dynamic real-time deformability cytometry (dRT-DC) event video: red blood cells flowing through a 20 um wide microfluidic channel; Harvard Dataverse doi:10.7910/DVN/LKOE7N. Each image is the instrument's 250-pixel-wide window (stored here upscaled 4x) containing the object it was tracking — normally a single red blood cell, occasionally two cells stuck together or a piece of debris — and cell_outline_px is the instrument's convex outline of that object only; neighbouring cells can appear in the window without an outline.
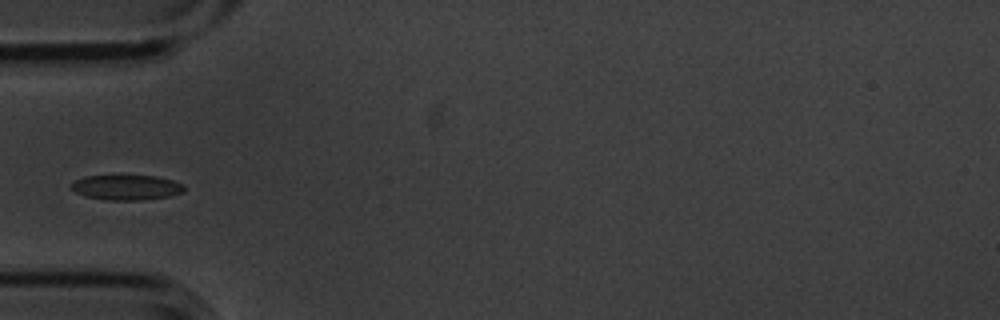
{"species": "common noctule bat (a hibernating species)", "species_latin": "Nyctalus noctula", "temperature_condition": "cold", "stored_images_in_passage": 5, "camera_frame_rate_fps": 3000, "um_per_image_px": 0.085, "animal": {"sex": "male", "body_mass_g": 20.1, "forearm_length_mm": 53.5}, "frame": {"image": 1, "passage_image": 5, "time_ms": 1.333, "image_size_px": [1000, 320], "cell_outline_px": [[184, 192], [168, 196], [144, 200], [108, 200], [84, 196], [76, 192], [68, 184], [84, 176], [120, 172], [156, 176], [172, 180], [184, 184]], "centroid_in_image_um": [10.71, 15.87], "position_along_channel_um": 74.3, "area_um2": 17.51}}